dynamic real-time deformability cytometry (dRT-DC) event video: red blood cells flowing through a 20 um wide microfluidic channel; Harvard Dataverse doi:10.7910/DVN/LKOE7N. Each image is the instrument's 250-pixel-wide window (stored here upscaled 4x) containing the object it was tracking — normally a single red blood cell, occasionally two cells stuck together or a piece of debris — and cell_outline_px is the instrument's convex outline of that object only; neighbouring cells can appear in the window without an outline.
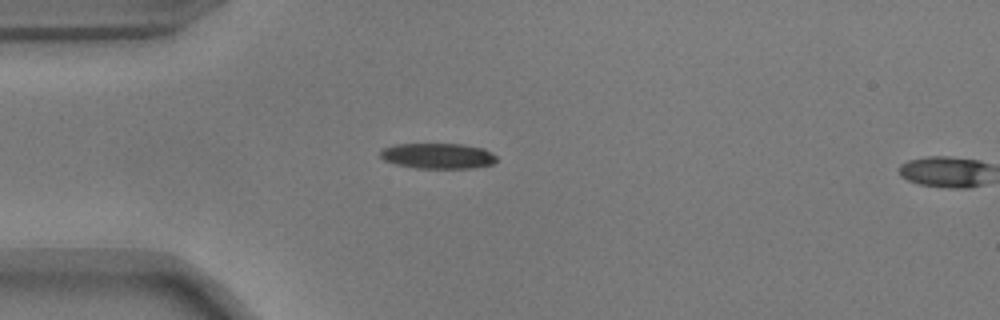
{"species": "common noctule bat (a hibernating species)", "species_latin": "Nyctalus noctula", "temperature_condition": "warm", "stored_images_in_passage": 2, "camera_frame_rate_fps": 3000, "um_per_image_px": 0.085, "animal": {"sex": "male", "body_mass_g": 17.9}, "frame": {"image": 1, "passage_image": 1, "time_ms": 0.0, "image_size_px": [1000, 320], "cell_outline_px": [[496, 160], [492, 164], [472, 168], [416, 168], [396, 164], [384, 160], [380, 156], [380, 152], [384, 148], [396, 144], [460, 144], [484, 148], [496, 156]], "centroid_in_image_um": [37.21, 13.25], "position_along_channel_um": 47.8, "area_um2": 17.17}}